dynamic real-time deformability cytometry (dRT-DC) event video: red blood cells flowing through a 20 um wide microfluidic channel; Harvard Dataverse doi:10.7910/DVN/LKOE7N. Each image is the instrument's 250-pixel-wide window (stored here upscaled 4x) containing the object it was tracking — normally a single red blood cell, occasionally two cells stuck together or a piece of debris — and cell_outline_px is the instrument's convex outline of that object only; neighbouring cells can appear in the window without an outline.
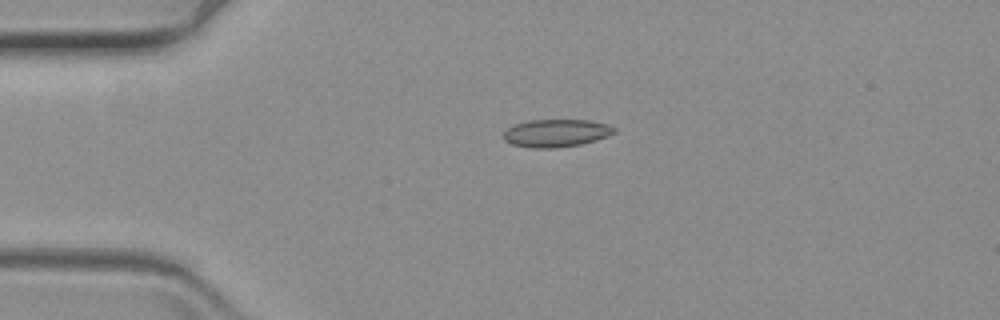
{"species": "common noctule bat (a hibernating species)", "species_latin": "Nyctalus noctula", "temperature_condition": "warm", "stored_images_in_passage": 34, "camera_frame_rate_fps": 3000, "um_per_image_px": 0.085, "animal": {"sex": "female", "body_mass_g": 19.3, "forearm_length_mm": 54.1}, "frame": {"image": 1, "passage_image": 1, "time_ms": 0.0, "image_size_px": [1000, 320], "cell_outline_px": [[616, 132], [608, 136], [580, 144], [556, 148], [532, 148], [512, 144], [504, 140], [504, 132], [508, 128], [516, 124], [528, 120], [588, 120], [608, 124], [616, 128]], "centroid_in_image_um": [47.29, 11.31], "position_along_channel_um": 37.7, "area_um2": 17.8}}
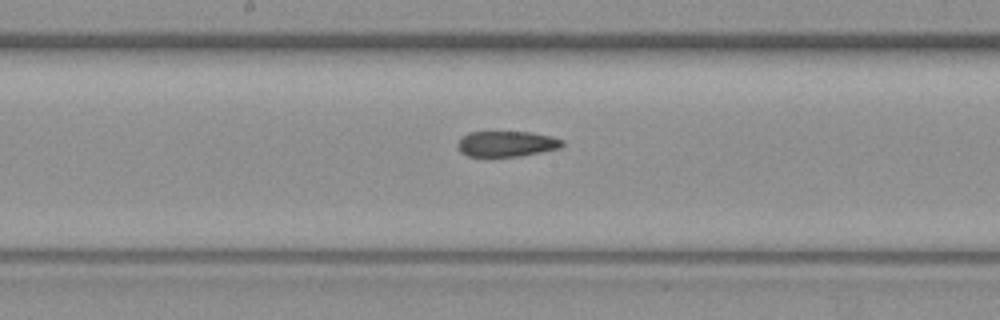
{"frame": {"image": 2, "passage_image": 19, "time_ms": 6.0, "image_size_px": [1000, 320], "cell_outline_px": [[564, 144], [560, 148], [520, 156], [468, 156], [460, 152], [456, 148], [456, 144], [468, 132], [532, 132], [552, 136], [564, 140]], "centroid_in_image_um": [43.07, 12.22], "position_along_channel_um": 205.1, "area_um2": 15.66}}
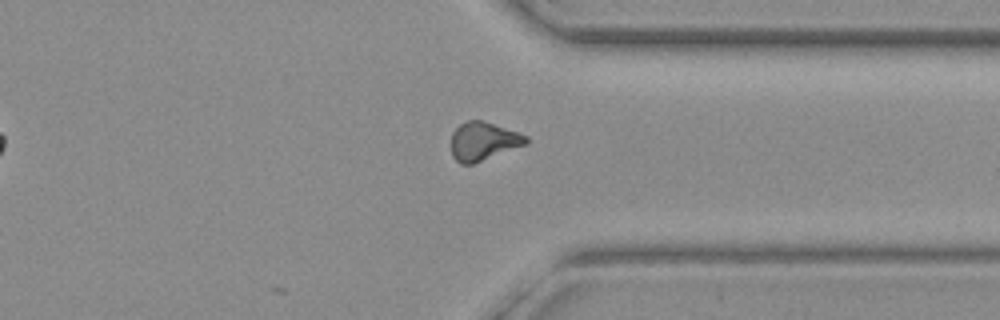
{"frame": {"image": 3, "passage_image": 34, "time_ms": 11.0, "image_size_px": [1000, 320], "cell_outline_px": [[528, 144], [472, 164], [460, 164], [452, 156], [452, 132], [460, 124], [468, 120], [484, 120], [528, 136]], "centroid_in_image_um": [41.09, 12.0], "position_along_channel_um": 370.3, "area_um2": 16.76}}